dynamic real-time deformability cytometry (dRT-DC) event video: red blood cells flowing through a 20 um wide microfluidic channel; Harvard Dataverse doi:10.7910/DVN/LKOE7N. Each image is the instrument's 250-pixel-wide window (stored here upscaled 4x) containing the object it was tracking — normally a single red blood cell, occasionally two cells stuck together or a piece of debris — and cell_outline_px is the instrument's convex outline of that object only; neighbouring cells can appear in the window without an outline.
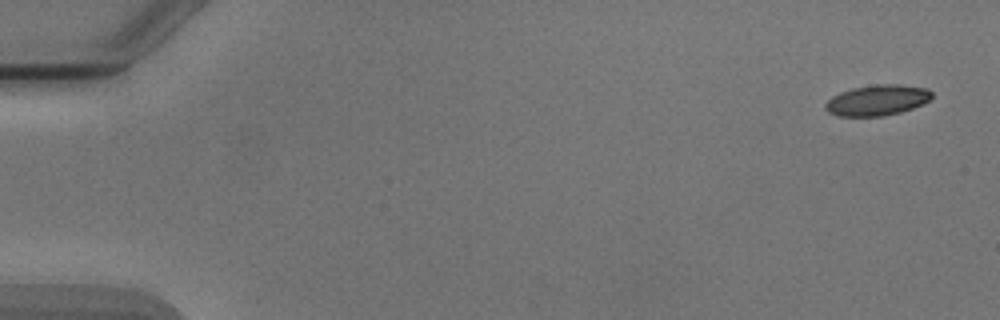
{"species": "Egyptian fruit bat (a non-hibernating species)", "species_latin": "Rousettus aegyptiacus", "temperature_condition": "cold", "stored_images_in_passage": 3, "camera_frame_rate_fps": 3000, "um_per_image_px": 0.085, "animal": {"sex": "male"}, "frame": {"image": 1, "passage_image": 1, "time_ms": 0.0, "image_size_px": [1000, 320], "cell_outline_px": [[932, 96], [924, 104], [900, 112], [884, 116], [836, 116], [828, 112], [824, 108], [824, 104], [832, 96], [840, 92], [852, 88], [876, 84], [900, 84], [928, 88], [932, 92]], "centroid_in_image_um": [74.55, 8.51], "position_along_channel_um": 10.4, "area_um2": 19.19}}